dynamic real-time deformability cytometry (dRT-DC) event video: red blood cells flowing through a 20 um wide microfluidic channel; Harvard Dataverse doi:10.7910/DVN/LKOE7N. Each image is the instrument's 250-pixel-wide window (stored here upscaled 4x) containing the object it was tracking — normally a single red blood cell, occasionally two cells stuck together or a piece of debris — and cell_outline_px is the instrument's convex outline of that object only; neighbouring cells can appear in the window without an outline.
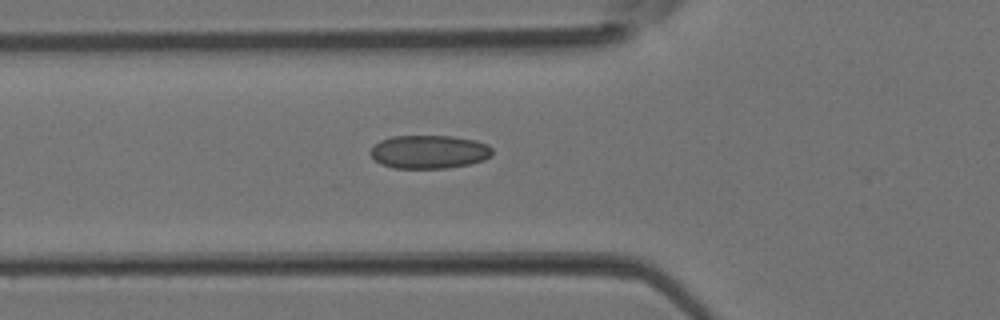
{"species": "Egyptian fruit bat (a non-hibernating species)", "species_latin": "Rousettus aegyptiacus", "temperature_condition": "room temperature", "stored_images_in_passage": 4, "camera_frame_rate_fps": 3000, "um_per_image_px": 0.085, "animal": {"sex": "female"}, "frame": {"image": 1, "passage_image": 4, "time_ms": 1.0, "image_size_px": [1000, 320], "cell_outline_px": [[492, 156], [484, 160], [468, 164], [448, 168], [392, 168], [380, 164], [368, 152], [380, 140], [392, 136], [452, 136], [476, 140], [488, 144], [492, 148]], "centroid_in_image_um": [36.49, 12.9], "position_along_channel_um": 89.3, "area_um2": 23.87}}